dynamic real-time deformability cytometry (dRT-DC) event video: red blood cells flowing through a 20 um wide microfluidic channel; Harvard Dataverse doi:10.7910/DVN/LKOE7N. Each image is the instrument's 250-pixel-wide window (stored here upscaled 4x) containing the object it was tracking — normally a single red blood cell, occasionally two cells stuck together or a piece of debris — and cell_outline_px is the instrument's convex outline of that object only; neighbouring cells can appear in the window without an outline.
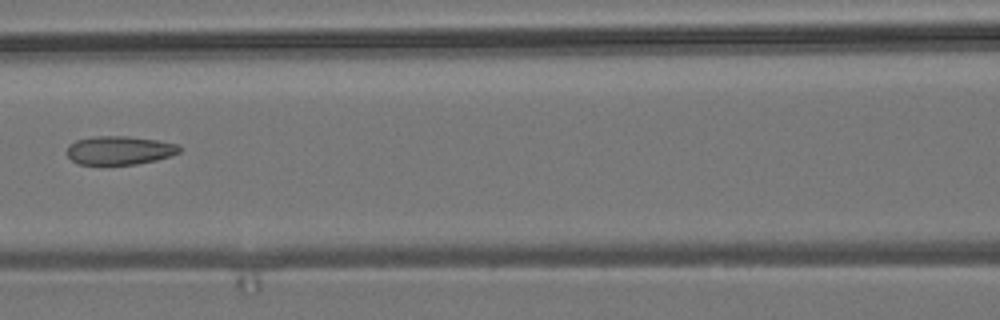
{"species": "common noctule bat (a hibernating species)", "species_latin": "Nyctalus noctula", "temperature_condition": "room temperature", "stored_images_in_passage": 3, "camera_frame_rate_fps": 3000, "um_per_image_px": 0.085, "animal": {"sex": "male", "body_mass_g": 19.2, "forearm_length_mm": 51.8}, "frame": {"image": 1, "passage_image": 3, "time_ms": 2.333, "image_size_px": [1000, 320], "cell_outline_px": [[180, 152], [172, 156], [156, 160], [136, 164], [80, 164], [72, 160], [68, 156], [68, 144], [76, 140], [92, 136], [128, 136], [156, 140], [180, 144]], "centroid_in_image_um": [10.18, 12.77], "position_along_channel_um": 156.4, "area_um2": 18.79}}